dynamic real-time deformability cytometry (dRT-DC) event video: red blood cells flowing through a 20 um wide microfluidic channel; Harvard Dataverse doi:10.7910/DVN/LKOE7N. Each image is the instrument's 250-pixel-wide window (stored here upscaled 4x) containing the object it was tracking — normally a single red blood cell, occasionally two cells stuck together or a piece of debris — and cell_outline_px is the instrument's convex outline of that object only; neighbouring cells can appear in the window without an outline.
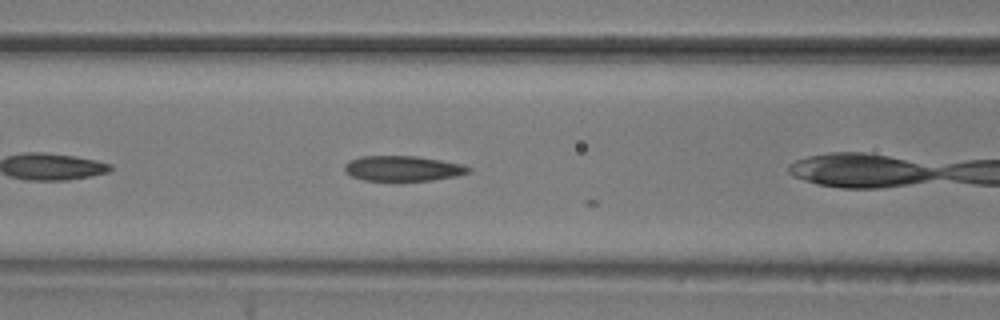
{"species": "common noctule bat (a hibernating species)", "species_latin": "Nyctalus noctula", "temperature_condition": "room temperature", "stored_images_in_passage": 7, "camera_frame_rate_fps": 3000, "um_per_image_px": 0.085, "animal": {"sex": "male", "body_mass_g": 20.5, "forearm_length_mm": 52.5}, "frame": {"image": 1, "passage_image": 5, "time_ms": 1.333, "image_size_px": [1000, 320], "cell_outline_px": [[472, 172], [456, 176], [432, 180], [396, 184], [364, 180], [352, 176], [344, 172], [344, 164], [348, 160], [360, 156], [416, 156], [464, 164], [472, 168]], "centroid_in_image_um": [34.22, 14.36], "position_along_channel_um": 132.4, "area_um2": 19.31}}